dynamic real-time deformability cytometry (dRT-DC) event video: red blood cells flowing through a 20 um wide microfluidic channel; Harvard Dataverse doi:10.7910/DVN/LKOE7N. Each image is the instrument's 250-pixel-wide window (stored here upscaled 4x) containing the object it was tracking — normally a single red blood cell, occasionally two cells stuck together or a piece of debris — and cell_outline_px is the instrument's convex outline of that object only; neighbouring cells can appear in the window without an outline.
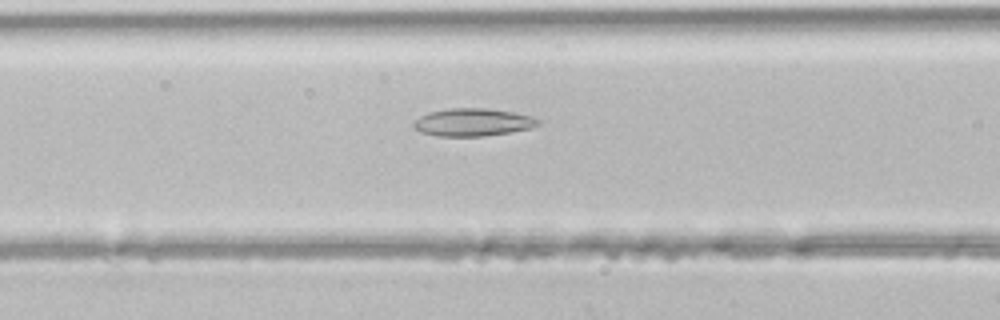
{"species": "common noctule bat (a hibernating species)", "species_latin": "Nyctalus noctula", "temperature_condition": "room temperature", "stored_images_in_passage": 30, "camera_frame_rate_fps": 3000, "um_per_image_px": 0.085, "animal": {"sex": "male", "body_mass_g": 21.5, "forearm_length_mm": 52.0}, "frame": {"image": 1, "passage_image": 7, "time_ms": 2.0, "image_size_px": [1000, 320], "cell_outline_px": [[540, 124], [532, 128], [484, 136], [440, 136], [420, 132], [412, 124], [420, 116], [428, 112], [448, 108], [488, 108], [512, 112], [532, 116], [540, 120]], "centroid_in_image_um": [40.2, 10.38], "position_along_channel_um": 126.4, "area_um2": 20.06}}
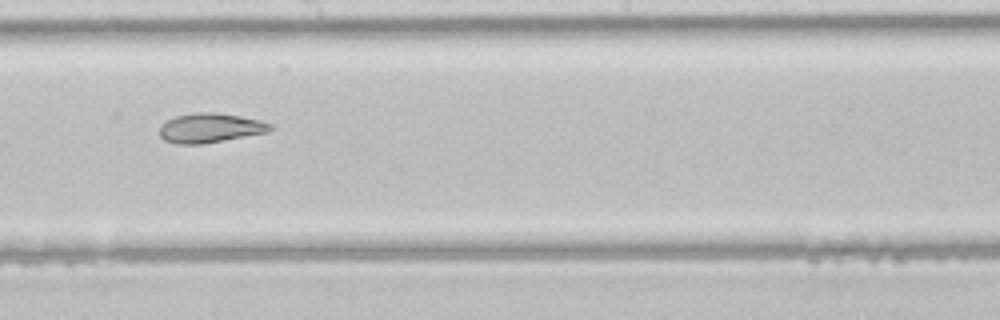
{"frame": {"image": 2, "passage_image": 14, "time_ms": 4.333, "image_size_px": [1000, 320], "cell_outline_px": [[272, 128], [268, 132], [204, 144], [176, 144], [164, 140], [160, 136], [160, 128], [168, 120], [176, 116], [196, 112], [216, 112], [240, 116], [260, 120], [272, 124]], "centroid_in_image_um": [17.88, 10.88], "position_along_channel_um": 230.3, "area_um2": 18.96}}
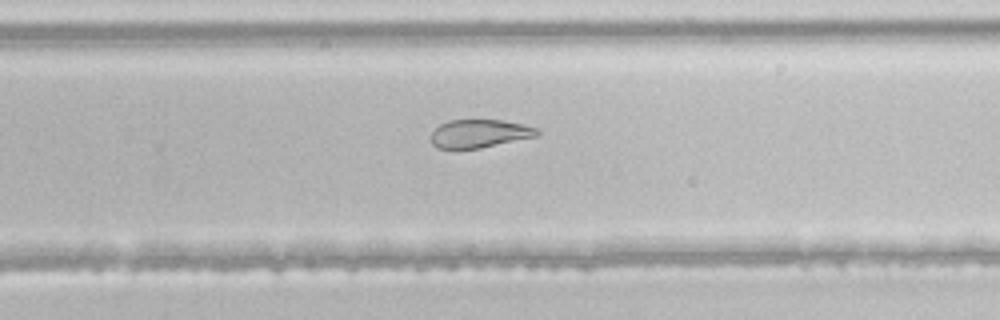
{"frame": {"image": 3, "passage_image": 18, "time_ms": 5.667, "image_size_px": [1000, 320], "cell_outline_px": [[540, 132], [536, 136], [480, 148], [436, 148], [432, 144], [432, 132], [440, 124], [448, 120], [504, 120], [524, 124], [540, 128]], "centroid_in_image_um": [40.79, 11.34], "position_along_channel_um": 289.0, "area_um2": 17.4}}